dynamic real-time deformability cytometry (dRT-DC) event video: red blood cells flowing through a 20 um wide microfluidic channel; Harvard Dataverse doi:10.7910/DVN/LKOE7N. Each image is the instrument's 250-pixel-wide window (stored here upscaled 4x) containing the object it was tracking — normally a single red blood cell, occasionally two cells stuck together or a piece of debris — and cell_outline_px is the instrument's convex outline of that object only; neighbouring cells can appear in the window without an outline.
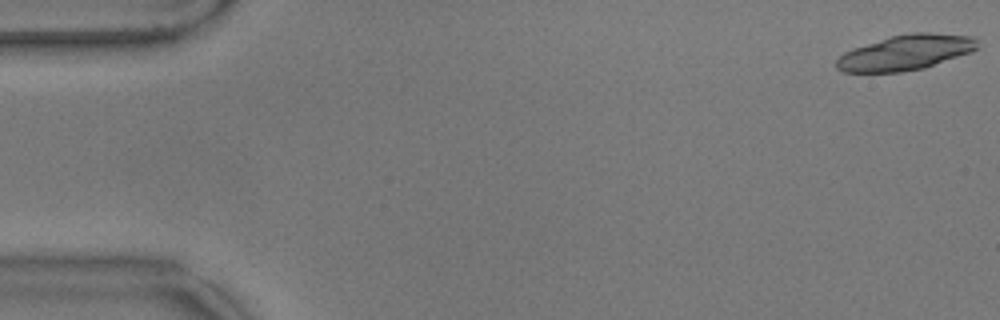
{"species": "common noctule bat (a hibernating species)", "species_latin": "Nyctalus noctula", "temperature_condition": "warm", "stored_images_in_passage": 19, "camera_frame_rate_fps": 3000, "um_per_image_px": 0.085, "animal": {"sex": "male", "body_mass_g": 17.9}, "frame": {"image": 1, "passage_image": 1, "time_ms": 0.0, "image_size_px": [1000, 320], "cell_outline_px": [[980, 48], [924, 68], [900, 72], [844, 72], [836, 68], [836, 60], [844, 52], [852, 48], [892, 36], [908, 32], [932, 32], [972, 36], [976, 40]], "centroid_in_image_um": [76.97, 4.45], "position_along_channel_um": 8.0, "area_um2": 28.84}}
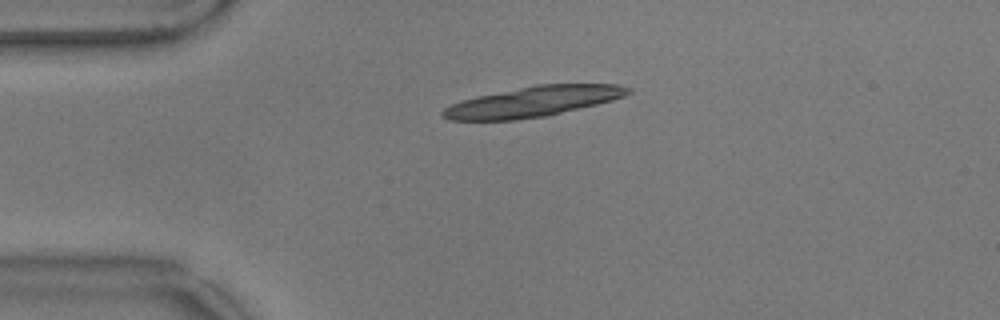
{"frame": {"image": 2, "passage_image": 13, "time_ms": 4.0, "image_size_px": [1000, 320], "cell_outline_px": [[632, 92], [624, 96], [612, 100], [548, 116], [516, 120], [448, 120], [440, 116], [440, 112], [444, 108], [460, 100], [476, 96], [536, 84], [616, 84], [632, 88]], "centroid_in_image_um": [45.28, 8.64], "position_along_channel_um": 39.7, "area_um2": 32.89}}